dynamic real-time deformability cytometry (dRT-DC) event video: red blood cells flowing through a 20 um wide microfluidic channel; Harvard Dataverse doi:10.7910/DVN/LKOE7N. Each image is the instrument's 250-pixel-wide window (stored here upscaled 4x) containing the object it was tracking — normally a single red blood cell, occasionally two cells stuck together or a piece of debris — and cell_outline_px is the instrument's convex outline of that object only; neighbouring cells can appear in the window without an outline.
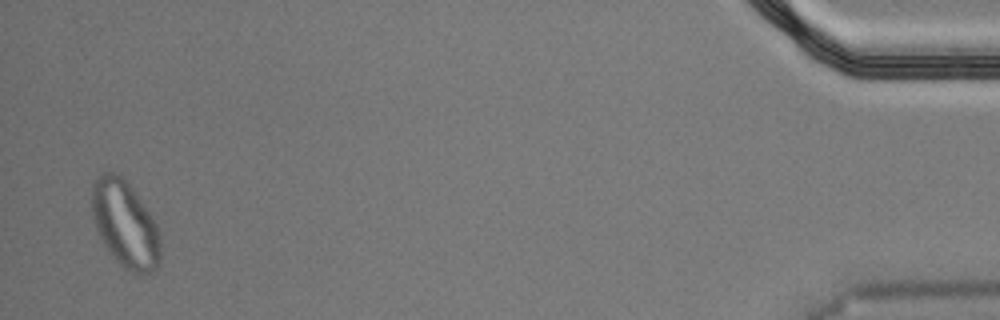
{"species": "Egyptian fruit bat (a non-hibernating species)", "species_latin": "Rousettus aegyptiacus", "temperature_condition": "cold", "stored_images_in_passage": 46, "segment_of_instrument_passage": [2, 2], "camera_frame_rate_fps": 3000, "um_per_image_px": 0.085, "animal": {"sex": "male"}, "frame": {"image": 1, "passage_image": 45, "time_ms": 14.667, "image_size_px": [1000, 320], "cell_outline_px": [[160, 264], [152, 272], [144, 276], [140, 276], [124, 268], [120, 264], [104, 244], [96, 228], [92, 212], [92, 184], [104, 172], [116, 172], [132, 188], [156, 224], [160, 232]], "centroid_in_image_um": [10.66, 19.1], "position_along_channel_um": 424.5, "area_um2": 34.33}}